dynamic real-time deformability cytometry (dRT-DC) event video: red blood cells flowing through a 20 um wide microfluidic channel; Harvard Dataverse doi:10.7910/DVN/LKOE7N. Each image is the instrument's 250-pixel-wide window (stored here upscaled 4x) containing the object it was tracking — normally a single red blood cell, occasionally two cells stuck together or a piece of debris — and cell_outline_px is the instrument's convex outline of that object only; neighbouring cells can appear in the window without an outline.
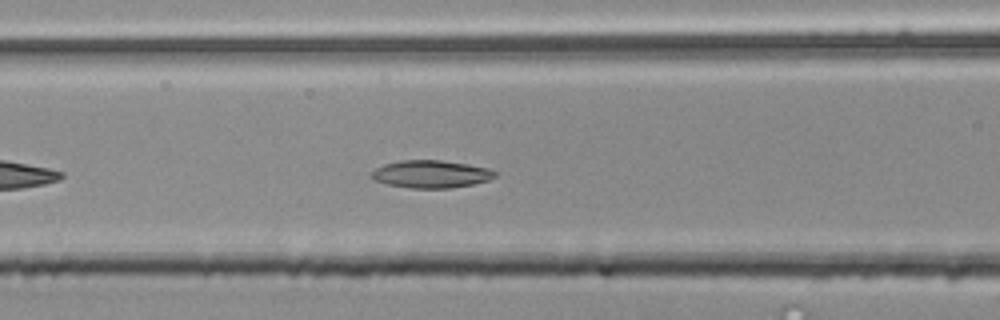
{"species": "common noctule bat (a hibernating species)", "species_latin": "Nyctalus noctula", "temperature_condition": "room temperature", "stored_images_in_passage": 35, "camera_frame_rate_fps": 3000, "um_per_image_px": 0.085, "animal": {"sex": "male", "body_mass_g": 20.4}, "frame": {"image": 1, "passage_image": 9, "time_ms": 2.667, "image_size_px": [1000, 320], "cell_outline_px": [[496, 176], [488, 180], [472, 184], [448, 188], [408, 188], [388, 184], [376, 180], [372, 176], [372, 172], [376, 168], [384, 164], [400, 160], [440, 160], [468, 164], [488, 168], [496, 172]], "centroid_in_image_um": [36.65, 14.79], "position_along_channel_um": 130.0, "area_um2": 19.65}}
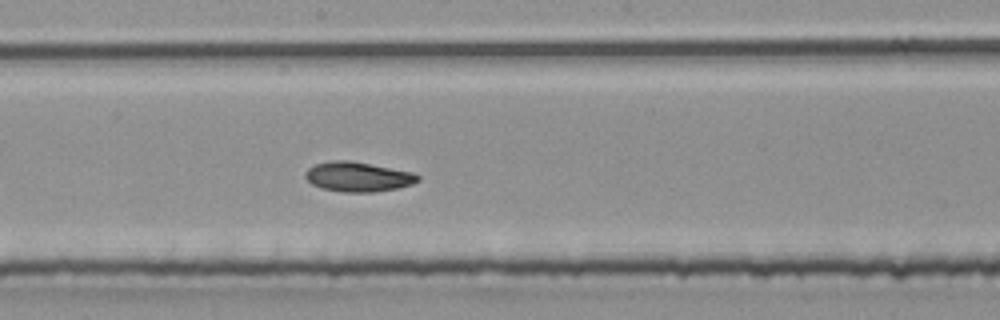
{"frame": {"image": 2, "passage_image": 16, "time_ms": 5.0, "image_size_px": [1000, 320], "cell_outline_px": [[420, 180], [412, 184], [396, 188], [372, 192], [344, 192], [320, 188], [312, 184], [304, 176], [304, 172], [308, 168], [316, 164], [332, 160], [352, 160], [412, 172], [420, 176]], "centroid_in_image_um": [30.41, 15.02], "position_along_channel_um": 217.8, "area_um2": 19.54}}
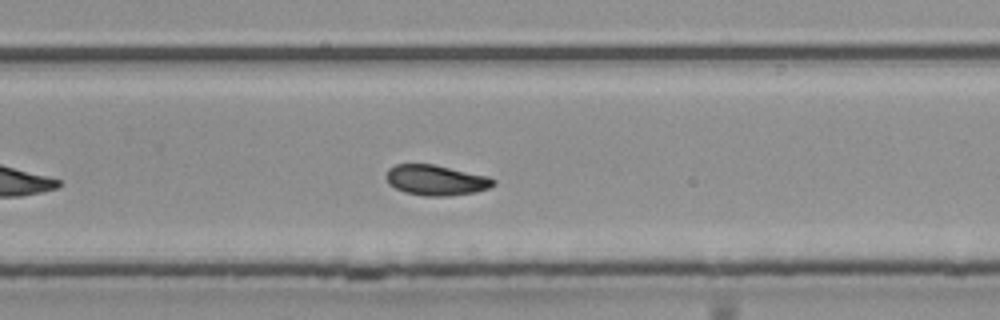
{"frame": {"image": 3, "passage_image": 22, "time_ms": 7.0, "image_size_px": [1000, 320], "cell_outline_px": [[496, 184], [488, 188], [472, 192], [448, 196], [424, 196], [404, 192], [388, 184], [384, 176], [388, 168], [396, 164], [432, 164], [488, 176], [496, 180]], "centroid_in_image_um": [37.01, 15.31], "position_along_channel_um": 292.8, "area_um2": 19.02}, "authors_computed_cell_mechanics": {"area_um2": 19.363, "velocity_mm_per_s": 3.769, "shape_relaxation_time_tau1_ms": 4.9395, "shape_relaxation_time_tau2_ms": null, "deformation_change_tau1": 0.1276, "deformation_change_tau2": null}}